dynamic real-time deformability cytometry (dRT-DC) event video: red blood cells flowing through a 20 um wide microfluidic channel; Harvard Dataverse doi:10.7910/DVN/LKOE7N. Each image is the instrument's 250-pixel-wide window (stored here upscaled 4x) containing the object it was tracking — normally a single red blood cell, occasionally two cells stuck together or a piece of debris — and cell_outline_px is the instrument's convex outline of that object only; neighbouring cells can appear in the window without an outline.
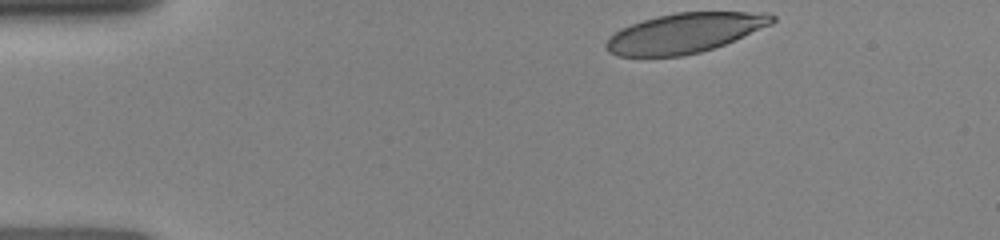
{"species": "human", "species_latin": "Homo sapiens", "temperature_condition": "room temperature", "stored_images_in_passage": 35, "camera_frame_rate_fps": 3000, "um_per_image_px": 0.085, "donor": {"sex": "female"}, "frame": {"image": 1, "passage_image": 1, "time_ms": 0.0, "image_size_px": [1000, 240], "cell_outline_px": [[776, 20], [772, 24], [724, 44], [700, 52], [680, 56], [616, 56], [608, 52], [604, 48], [604, 44], [608, 36], [620, 28], [656, 16], [676, 12], [768, 12], [776, 16]], "centroid_in_image_um": [58.17, 2.8], "position_along_channel_um": 26.8, "area_um2": 38.55}}
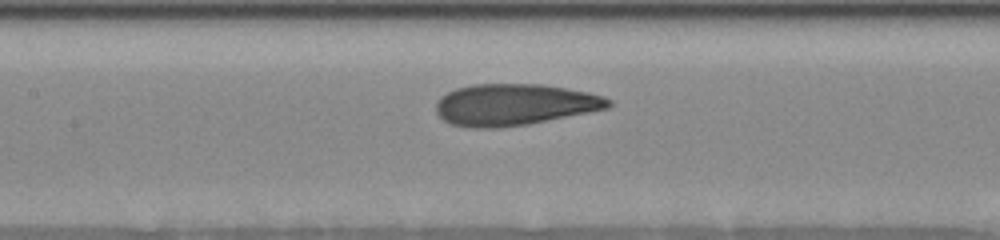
{"frame": {"image": 2, "passage_image": 14, "time_ms": 5.0, "image_size_px": [1000, 240], "cell_outline_px": [[612, 104], [608, 108], [528, 124], [496, 128], [468, 128], [452, 124], [444, 120], [436, 112], [436, 100], [440, 96], [456, 88], [472, 84], [540, 84], [588, 92], [604, 96], [612, 100]], "centroid_in_image_um": [43.69, 8.89], "position_along_channel_um": 163.7, "area_um2": 41.73}}
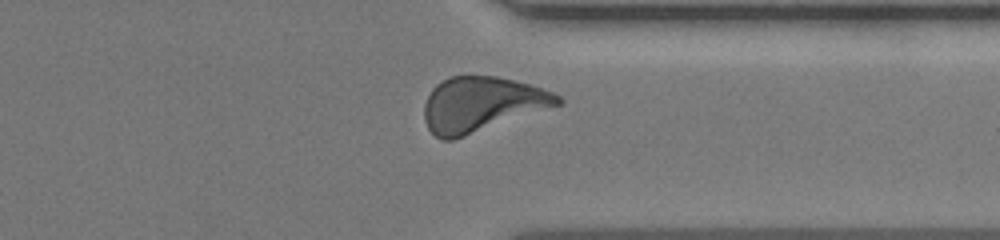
{"frame": {"image": 3, "passage_image": 28, "time_ms": 10.0, "image_size_px": [1000, 240], "cell_outline_px": [[564, 104], [452, 140], [444, 140], [436, 136], [428, 128], [424, 120], [424, 104], [432, 88], [436, 84], [452, 76], [496, 76], [528, 84], [552, 92], [560, 96], [564, 100]], "centroid_in_image_um": [40.95, 8.87], "position_along_channel_um": 370.4, "area_um2": 42.54}}